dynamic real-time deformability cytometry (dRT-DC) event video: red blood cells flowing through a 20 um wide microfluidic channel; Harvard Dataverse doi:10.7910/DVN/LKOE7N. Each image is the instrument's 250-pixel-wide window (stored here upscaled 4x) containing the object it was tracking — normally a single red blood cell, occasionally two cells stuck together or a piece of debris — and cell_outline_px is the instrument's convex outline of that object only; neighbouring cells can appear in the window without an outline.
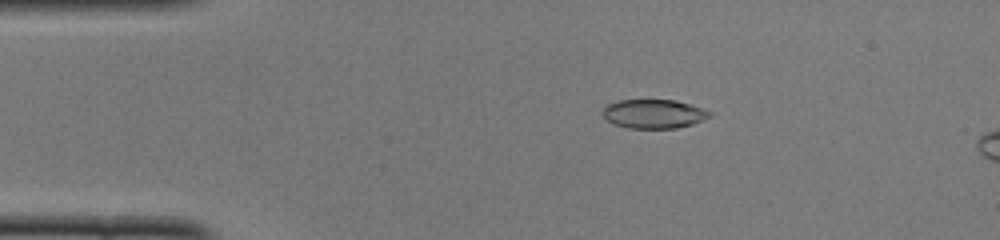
{"species": "common noctule bat (a hibernating species)", "species_latin": "Nyctalus noctula", "temperature_condition": "cold", "stored_images_in_passage": 5, "camera_frame_rate_fps": 3000, "um_per_image_px": 0.085, "animal": {"sex": "female", "body_mass_g": 22.0, "forearm_length_mm": 56.7}, "frame": {"image": 1, "passage_image": 1, "time_ms": 0.0, "image_size_px": [1000, 240], "cell_outline_px": [[712, 116], [704, 120], [692, 124], [676, 128], [628, 128], [612, 124], [600, 112], [608, 104], [616, 100], [676, 100], [712, 112]], "centroid_in_image_um": [55.55, 9.68], "position_along_channel_um": 29.5, "area_um2": 18.09}}